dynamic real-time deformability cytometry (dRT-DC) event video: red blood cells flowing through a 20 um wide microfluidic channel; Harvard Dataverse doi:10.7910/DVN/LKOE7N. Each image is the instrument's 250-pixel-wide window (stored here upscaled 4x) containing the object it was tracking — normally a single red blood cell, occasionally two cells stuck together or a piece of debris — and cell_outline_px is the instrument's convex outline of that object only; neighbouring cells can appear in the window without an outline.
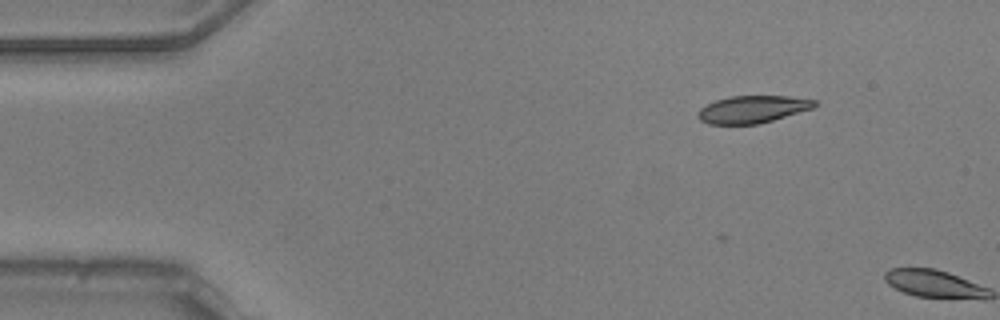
{"species": "common noctule bat (a hibernating species)", "species_latin": "Nyctalus noctula", "temperature_condition": "warm", "stored_images_in_passage": 7, "segment_of_instrument_passage": [2, 2], "camera_frame_rate_fps": 3000, "um_per_image_px": 0.085, "animal": {"sex": "male", "body_mass_g": 20.5, "forearm_length_mm": 52.5}, "frame": {"image": 1, "passage_image": 7, "time_ms": 2.0, "image_size_px": [1000, 320], "cell_outline_px": [[984, 296], [920, 296], [908, 292], [892, 284], [888, 280], [896, 268], [928, 268], [944, 272], [956, 276], [984, 288]], "centroid_in_image_um": [79.33, 24.07], "position_along_channel_um": 5.7, "area_um2": 13.99}}